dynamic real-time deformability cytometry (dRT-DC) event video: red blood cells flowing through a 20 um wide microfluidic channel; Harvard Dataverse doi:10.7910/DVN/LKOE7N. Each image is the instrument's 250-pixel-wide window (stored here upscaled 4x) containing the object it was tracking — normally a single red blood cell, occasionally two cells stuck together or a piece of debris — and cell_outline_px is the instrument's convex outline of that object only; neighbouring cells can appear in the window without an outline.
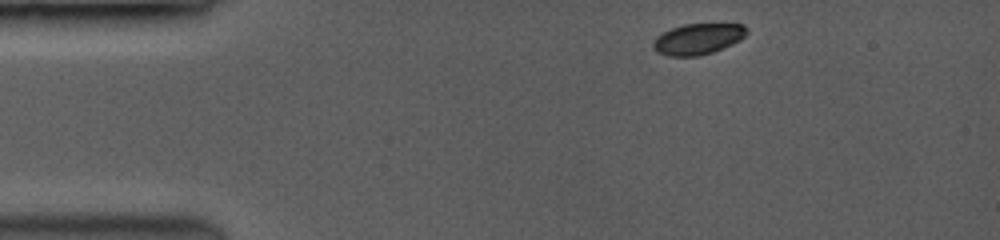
{"species": "common noctule bat (a hibernating species)", "species_latin": "Nyctalus noctula", "temperature_condition": "room temperature", "stored_images_in_passage": 19, "camera_frame_rate_fps": 3500, "um_per_image_px": 0.085, "animal": {"sex": "female", "body_mass_g": 19.0, "forearm_length_mm": 53.3}, "frame": {"image": 1, "passage_image": 1, "time_ms": 0.0, "image_size_px": [1000, 240], "cell_outline_px": [[748, 32], [740, 40], [712, 52], [696, 56], [672, 56], [660, 52], [652, 44], [664, 32], [672, 28], [684, 24], [744, 24]], "centroid_in_image_um": [59.39, 3.29], "position_along_channel_um": 25.6, "area_um2": 16.3}}
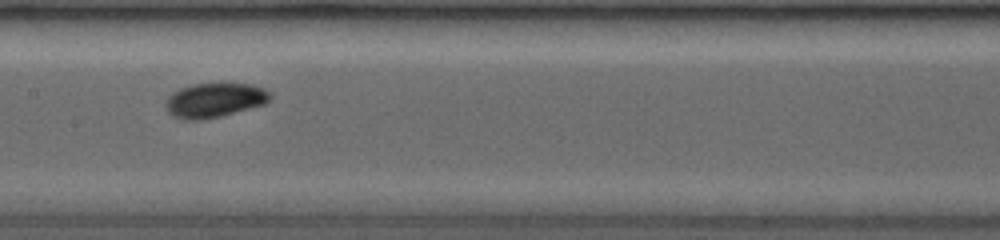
{"frame": {"image": 2, "passage_image": 8, "time_ms": 5.714, "image_size_px": [1000, 240], "cell_outline_px": [[268, 100], [264, 104], [220, 116], [200, 120], [188, 120], [176, 116], [168, 108], [168, 100], [180, 88], [196, 84], [248, 84], [264, 88], [268, 92]], "centroid_in_image_um": [18.29, 8.51], "position_along_channel_um": 189.1, "area_um2": 19.88}}
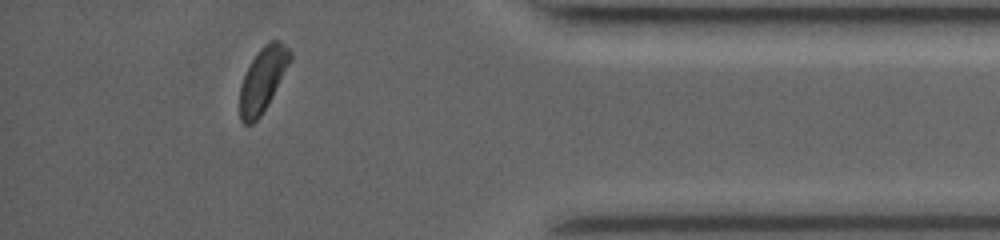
{"frame": {"image": 3, "passage_image": 17, "time_ms": 11.714, "image_size_px": [1000, 240], "cell_outline_px": [[292, 60], [268, 104], [260, 116], [252, 124], [244, 124], [240, 120], [240, 84], [252, 60], [260, 48], [264, 44], [272, 40], [280, 40], [292, 52]], "centroid_in_image_um": [22.35, 6.75], "position_along_channel_um": 412.8, "area_um2": 18.79}, "authors_computed_cell_mechanics": {"area_um2": 19.5364, "velocity_mm_per_s": 4.0487, "shape_relaxation_time_tau1_ms": 1.0368, "shape_relaxation_time_tau2_ms": null, "deformation_change_tau1": 0.068, "deformation_change_tau2": null}}